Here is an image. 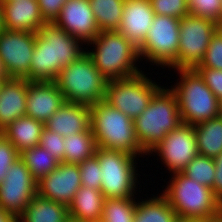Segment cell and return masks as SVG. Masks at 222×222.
Returning a JSON list of instances; mask_svg holds the SVG:
<instances>
[{
	"mask_svg": "<svg viewBox=\"0 0 222 222\" xmlns=\"http://www.w3.org/2000/svg\"><path fill=\"white\" fill-rule=\"evenodd\" d=\"M105 196L100 190L81 185L68 205V214L79 222L101 220Z\"/></svg>",
	"mask_w": 222,
	"mask_h": 222,
	"instance_id": "22",
	"label": "cell"
},
{
	"mask_svg": "<svg viewBox=\"0 0 222 222\" xmlns=\"http://www.w3.org/2000/svg\"><path fill=\"white\" fill-rule=\"evenodd\" d=\"M3 81H5V80H0V88H1V85H2Z\"/></svg>",
	"mask_w": 222,
	"mask_h": 222,
	"instance_id": "50",
	"label": "cell"
},
{
	"mask_svg": "<svg viewBox=\"0 0 222 222\" xmlns=\"http://www.w3.org/2000/svg\"><path fill=\"white\" fill-rule=\"evenodd\" d=\"M79 44H83L80 39L71 36L54 22H46L36 33L35 49L25 79L55 81L64 66L86 52Z\"/></svg>",
	"mask_w": 222,
	"mask_h": 222,
	"instance_id": "1",
	"label": "cell"
},
{
	"mask_svg": "<svg viewBox=\"0 0 222 222\" xmlns=\"http://www.w3.org/2000/svg\"><path fill=\"white\" fill-rule=\"evenodd\" d=\"M20 158L37 182L60 164L56 158L52 157L51 152H48L40 145L23 151L20 153Z\"/></svg>",
	"mask_w": 222,
	"mask_h": 222,
	"instance_id": "29",
	"label": "cell"
},
{
	"mask_svg": "<svg viewBox=\"0 0 222 222\" xmlns=\"http://www.w3.org/2000/svg\"><path fill=\"white\" fill-rule=\"evenodd\" d=\"M176 222H204V221H195V220L178 219Z\"/></svg>",
	"mask_w": 222,
	"mask_h": 222,
	"instance_id": "45",
	"label": "cell"
},
{
	"mask_svg": "<svg viewBox=\"0 0 222 222\" xmlns=\"http://www.w3.org/2000/svg\"><path fill=\"white\" fill-rule=\"evenodd\" d=\"M64 222H79V221L69 216Z\"/></svg>",
	"mask_w": 222,
	"mask_h": 222,
	"instance_id": "47",
	"label": "cell"
},
{
	"mask_svg": "<svg viewBox=\"0 0 222 222\" xmlns=\"http://www.w3.org/2000/svg\"><path fill=\"white\" fill-rule=\"evenodd\" d=\"M220 114L222 115V102H221V107H220Z\"/></svg>",
	"mask_w": 222,
	"mask_h": 222,
	"instance_id": "49",
	"label": "cell"
},
{
	"mask_svg": "<svg viewBox=\"0 0 222 222\" xmlns=\"http://www.w3.org/2000/svg\"><path fill=\"white\" fill-rule=\"evenodd\" d=\"M90 128L97 147L147 155L136 138L134 120L104 100L90 106Z\"/></svg>",
	"mask_w": 222,
	"mask_h": 222,
	"instance_id": "2",
	"label": "cell"
},
{
	"mask_svg": "<svg viewBox=\"0 0 222 222\" xmlns=\"http://www.w3.org/2000/svg\"><path fill=\"white\" fill-rule=\"evenodd\" d=\"M35 43V32L5 29L0 32V59L9 78L28 76Z\"/></svg>",
	"mask_w": 222,
	"mask_h": 222,
	"instance_id": "13",
	"label": "cell"
},
{
	"mask_svg": "<svg viewBox=\"0 0 222 222\" xmlns=\"http://www.w3.org/2000/svg\"><path fill=\"white\" fill-rule=\"evenodd\" d=\"M41 15L46 22H54L67 0H37Z\"/></svg>",
	"mask_w": 222,
	"mask_h": 222,
	"instance_id": "39",
	"label": "cell"
},
{
	"mask_svg": "<svg viewBox=\"0 0 222 222\" xmlns=\"http://www.w3.org/2000/svg\"><path fill=\"white\" fill-rule=\"evenodd\" d=\"M42 148L51 152L52 157L64 162V137L44 127L41 133L40 144Z\"/></svg>",
	"mask_w": 222,
	"mask_h": 222,
	"instance_id": "36",
	"label": "cell"
},
{
	"mask_svg": "<svg viewBox=\"0 0 222 222\" xmlns=\"http://www.w3.org/2000/svg\"><path fill=\"white\" fill-rule=\"evenodd\" d=\"M217 32L222 37V20L219 23H217Z\"/></svg>",
	"mask_w": 222,
	"mask_h": 222,
	"instance_id": "44",
	"label": "cell"
},
{
	"mask_svg": "<svg viewBox=\"0 0 222 222\" xmlns=\"http://www.w3.org/2000/svg\"><path fill=\"white\" fill-rule=\"evenodd\" d=\"M207 222H222V216L215 219L208 220Z\"/></svg>",
	"mask_w": 222,
	"mask_h": 222,
	"instance_id": "46",
	"label": "cell"
},
{
	"mask_svg": "<svg viewBox=\"0 0 222 222\" xmlns=\"http://www.w3.org/2000/svg\"><path fill=\"white\" fill-rule=\"evenodd\" d=\"M65 98L54 81H29L26 115L46 123L60 109Z\"/></svg>",
	"mask_w": 222,
	"mask_h": 222,
	"instance_id": "17",
	"label": "cell"
},
{
	"mask_svg": "<svg viewBox=\"0 0 222 222\" xmlns=\"http://www.w3.org/2000/svg\"><path fill=\"white\" fill-rule=\"evenodd\" d=\"M217 23L188 14L180 19L177 59L168 67L194 69L205 56Z\"/></svg>",
	"mask_w": 222,
	"mask_h": 222,
	"instance_id": "10",
	"label": "cell"
},
{
	"mask_svg": "<svg viewBox=\"0 0 222 222\" xmlns=\"http://www.w3.org/2000/svg\"><path fill=\"white\" fill-rule=\"evenodd\" d=\"M182 173L188 178L212 189L215 180L214 158L198 154L188 163Z\"/></svg>",
	"mask_w": 222,
	"mask_h": 222,
	"instance_id": "31",
	"label": "cell"
},
{
	"mask_svg": "<svg viewBox=\"0 0 222 222\" xmlns=\"http://www.w3.org/2000/svg\"><path fill=\"white\" fill-rule=\"evenodd\" d=\"M44 127L63 137L91 131L90 106L65 101L60 109L48 119Z\"/></svg>",
	"mask_w": 222,
	"mask_h": 222,
	"instance_id": "20",
	"label": "cell"
},
{
	"mask_svg": "<svg viewBox=\"0 0 222 222\" xmlns=\"http://www.w3.org/2000/svg\"><path fill=\"white\" fill-rule=\"evenodd\" d=\"M20 157L13 144L0 132V184L7 175L11 165Z\"/></svg>",
	"mask_w": 222,
	"mask_h": 222,
	"instance_id": "37",
	"label": "cell"
},
{
	"mask_svg": "<svg viewBox=\"0 0 222 222\" xmlns=\"http://www.w3.org/2000/svg\"><path fill=\"white\" fill-rule=\"evenodd\" d=\"M215 162V180L213 182V194L221 202L222 201V152L214 158Z\"/></svg>",
	"mask_w": 222,
	"mask_h": 222,
	"instance_id": "40",
	"label": "cell"
},
{
	"mask_svg": "<svg viewBox=\"0 0 222 222\" xmlns=\"http://www.w3.org/2000/svg\"><path fill=\"white\" fill-rule=\"evenodd\" d=\"M161 87L141 72L125 79L109 80L104 101L134 120Z\"/></svg>",
	"mask_w": 222,
	"mask_h": 222,
	"instance_id": "9",
	"label": "cell"
},
{
	"mask_svg": "<svg viewBox=\"0 0 222 222\" xmlns=\"http://www.w3.org/2000/svg\"><path fill=\"white\" fill-rule=\"evenodd\" d=\"M100 31H118L125 0H89Z\"/></svg>",
	"mask_w": 222,
	"mask_h": 222,
	"instance_id": "28",
	"label": "cell"
},
{
	"mask_svg": "<svg viewBox=\"0 0 222 222\" xmlns=\"http://www.w3.org/2000/svg\"><path fill=\"white\" fill-rule=\"evenodd\" d=\"M9 79V76L3 66V62L0 59V80H7Z\"/></svg>",
	"mask_w": 222,
	"mask_h": 222,
	"instance_id": "42",
	"label": "cell"
},
{
	"mask_svg": "<svg viewBox=\"0 0 222 222\" xmlns=\"http://www.w3.org/2000/svg\"><path fill=\"white\" fill-rule=\"evenodd\" d=\"M26 79L9 78L0 88V132L11 122L26 115Z\"/></svg>",
	"mask_w": 222,
	"mask_h": 222,
	"instance_id": "21",
	"label": "cell"
},
{
	"mask_svg": "<svg viewBox=\"0 0 222 222\" xmlns=\"http://www.w3.org/2000/svg\"><path fill=\"white\" fill-rule=\"evenodd\" d=\"M177 220L175 211L162 194L149 200L139 201L136 205L134 222H176Z\"/></svg>",
	"mask_w": 222,
	"mask_h": 222,
	"instance_id": "26",
	"label": "cell"
},
{
	"mask_svg": "<svg viewBox=\"0 0 222 222\" xmlns=\"http://www.w3.org/2000/svg\"><path fill=\"white\" fill-rule=\"evenodd\" d=\"M54 23L84 44L100 33L89 0H67Z\"/></svg>",
	"mask_w": 222,
	"mask_h": 222,
	"instance_id": "16",
	"label": "cell"
},
{
	"mask_svg": "<svg viewBox=\"0 0 222 222\" xmlns=\"http://www.w3.org/2000/svg\"><path fill=\"white\" fill-rule=\"evenodd\" d=\"M182 124L175 93L162 87L147 108L134 119L135 133L142 149L150 155L168 132Z\"/></svg>",
	"mask_w": 222,
	"mask_h": 222,
	"instance_id": "5",
	"label": "cell"
},
{
	"mask_svg": "<svg viewBox=\"0 0 222 222\" xmlns=\"http://www.w3.org/2000/svg\"><path fill=\"white\" fill-rule=\"evenodd\" d=\"M95 155L102 172L100 191L105 198L134 197L138 175L134 160L137 156L101 147H97Z\"/></svg>",
	"mask_w": 222,
	"mask_h": 222,
	"instance_id": "8",
	"label": "cell"
},
{
	"mask_svg": "<svg viewBox=\"0 0 222 222\" xmlns=\"http://www.w3.org/2000/svg\"><path fill=\"white\" fill-rule=\"evenodd\" d=\"M180 19L155 15L143 43L138 47L139 58L157 66L169 67L178 56Z\"/></svg>",
	"mask_w": 222,
	"mask_h": 222,
	"instance_id": "11",
	"label": "cell"
},
{
	"mask_svg": "<svg viewBox=\"0 0 222 222\" xmlns=\"http://www.w3.org/2000/svg\"><path fill=\"white\" fill-rule=\"evenodd\" d=\"M96 141L92 131L64 137V163L78 164L95 155Z\"/></svg>",
	"mask_w": 222,
	"mask_h": 222,
	"instance_id": "27",
	"label": "cell"
},
{
	"mask_svg": "<svg viewBox=\"0 0 222 222\" xmlns=\"http://www.w3.org/2000/svg\"><path fill=\"white\" fill-rule=\"evenodd\" d=\"M44 123L27 115L11 122L1 133L13 144L20 154L40 144Z\"/></svg>",
	"mask_w": 222,
	"mask_h": 222,
	"instance_id": "23",
	"label": "cell"
},
{
	"mask_svg": "<svg viewBox=\"0 0 222 222\" xmlns=\"http://www.w3.org/2000/svg\"><path fill=\"white\" fill-rule=\"evenodd\" d=\"M220 213H221V216H222V201L220 202Z\"/></svg>",
	"mask_w": 222,
	"mask_h": 222,
	"instance_id": "48",
	"label": "cell"
},
{
	"mask_svg": "<svg viewBox=\"0 0 222 222\" xmlns=\"http://www.w3.org/2000/svg\"><path fill=\"white\" fill-rule=\"evenodd\" d=\"M68 207L45 198L38 193L17 218V222H64Z\"/></svg>",
	"mask_w": 222,
	"mask_h": 222,
	"instance_id": "24",
	"label": "cell"
},
{
	"mask_svg": "<svg viewBox=\"0 0 222 222\" xmlns=\"http://www.w3.org/2000/svg\"><path fill=\"white\" fill-rule=\"evenodd\" d=\"M108 81L85 52L64 66L54 82L66 102L91 106L105 99Z\"/></svg>",
	"mask_w": 222,
	"mask_h": 222,
	"instance_id": "6",
	"label": "cell"
},
{
	"mask_svg": "<svg viewBox=\"0 0 222 222\" xmlns=\"http://www.w3.org/2000/svg\"><path fill=\"white\" fill-rule=\"evenodd\" d=\"M200 155L215 158L222 152V115L194 125Z\"/></svg>",
	"mask_w": 222,
	"mask_h": 222,
	"instance_id": "25",
	"label": "cell"
},
{
	"mask_svg": "<svg viewBox=\"0 0 222 222\" xmlns=\"http://www.w3.org/2000/svg\"><path fill=\"white\" fill-rule=\"evenodd\" d=\"M37 193V181L18 157L0 184V208L18 218Z\"/></svg>",
	"mask_w": 222,
	"mask_h": 222,
	"instance_id": "12",
	"label": "cell"
},
{
	"mask_svg": "<svg viewBox=\"0 0 222 222\" xmlns=\"http://www.w3.org/2000/svg\"><path fill=\"white\" fill-rule=\"evenodd\" d=\"M0 222H17V218L0 208Z\"/></svg>",
	"mask_w": 222,
	"mask_h": 222,
	"instance_id": "41",
	"label": "cell"
},
{
	"mask_svg": "<svg viewBox=\"0 0 222 222\" xmlns=\"http://www.w3.org/2000/svg\"><path fill=\"white\" fill-rule=\"evenodd\" d=\"M4 30V21H3V12H2V5L0 1V32Z\"/></svg>",
	"mask_w": 222,
	"mask_h": 222,
	"instance_id": "43",
	"label": "cell"
},
{
	"mask_svg": "<svg viewBox=\"0 0 222 222\" xmlns=\"http://www.w3.org/2000/svg\"><path fill=\"white\" fill-rule=\"evenodd\" d=\"M167 186L162 195L178 219L207 222L221 216L220 201L210 187L188 178L183 173L173 174Z\"/></svg>",
	"mask_w": 222,
	"mask_h": 222,
	"instance_id": "3",
	"label": "cell"
},
{
	"mask_svg": "<svg viewBox=\"0 0 222 222\" xmlns=\"http://www.w3.org/2000/svg\"><path fill=\"white\" fill-rule=\"evenodd\" d=\"M196 67L222 70V37L217 31L211 37L204 58Z\"/></svg>",
	"mask_w": 222,
	"mask_h": 222,
	"instance_id": "35",
	"label": "cell"
},
{
	"mask_svg": "<svg viewBox=\"0 0 222 222\" xmlns=\"http://www.w3.org/2000/svg\"><path fill=\"white\" fill-rule=\"evenodd\" d=\"M155 15L181 19L190 14L188 0H149Z\"/></svg>",
	"mask_w": 222,
	"mask_h": 222,
	"instance_id": "33",
	"label": "cell"
},
{
	"mask_svg": "<svg viewBox=\"0 0 222 222\" xmlns=\"http://www.w3.org/2000/svg\"><path fill=\"white\" fill-rule=\"evenodd\" d=\"M5 30L37 33L46 21L37 0L1 1Z\"/></svg>",
	"mask_w": 222,
	"mask_h": 222,
	"instance_id": "19",
	"label": "cell"
},
{
	"mask_svg": "<svg viewBox=\"0 0 222 222\" xmlns=\"http://www.w3.org/2000/svg\"><path fill=\"white\" fill-rule=\"evenodd\" d=\"M155 152L173 174L182 173L198 153L194 127L185 123L168 132L150 153Z\"/></svg>",
	"mask_w": 222,
	"mask_h": 222,
	"instance_id": "14",
	"label": "cell"
},
{
	"mask_svg": "<svg viewBox=\"0 0 222 222\" xmlns=\"http://www.w3.org/2000/svg\"><path fill=\"white\" fill-rule=\"evenodd\" d=\"M194 69L199 73L216 98L222 102V70L208 67H195Z\"/></svg>",
	"mask_w": 222,
	"mask_h": 222,
	"instance_id": "38",
	"label": "cell"
},
{
	"mask_svg": "<svg viewBox=\"0 0 222 222\" xmlns=\"http://www.w3.org/2000/svg\"><path fill=\"white\" fill-rule=\"evenodd\" d=\"M191 15L219 23L222 14V0H188Z\"/></svg>",
	"mask_w": 222,
	"mask_h": 222,
	"instance_id": "32",
	"label": "cell"
},
{
	"mask_svg": "<svg viewBox=\"0 0 222 222\" xmlns=\"http://www.w3.org/2000/svg\"><path fill=\"white\" fill-rule=\"evenodd\" d=\"M137 202L130 198H107L102 210V222H134Z\"/></svg>",
	"mask_w": 222,
	"mask_h": 222,
	"instance_id": "30",
	"label": "cell"
},
{
	"mask_svg": "<svg viewBox=\"0 0 222 222\" xmlns=\"http://www.w3.org/2000/svg\"><path fill=\"white\" fill-rule=\"evenodd\" d=\"M154 16L149 0H125L118 32L139 47L147 36Z\"/></svg>",
	"mask_w": 222,
	"mask_h": 222,
	"instance_id": "18",
	"label": "cell"
},
{
	"mask_svg": "<svg viewBox=\"0 0 222 222\" xmlns=\"http://www.w3.org/2000/svg\"><path fill=\"white\" fill-rule=\"evenodd\" d=\"M81 187L78 164H60L37 182V193L68 207Z\"/></svg>",
	"mask_w": 222,
	"mask_h": 222,
	"instance_id": "15",
	"label": "cell"
},
{
	"mask_svg": "<svg viewBox=\"0 0 222 222\" xmlns=\"http://www.w3.org/2000/svg\"><path fill=\"white\" fill-rule=\"evenodd\" d=\"M80 169L81 185L96 190H101L102 172L98 163V157L86 159L85 161L78 163Z\"/></svg>",
	"mask_w": 222,
	"mask_h": 222,
	"instance_id": "34",
	"label": "cell"
},
{
	"mask_svg": "<svg viewBox=\"0 0 222 222\" xmlns=\"http://www.w3.org/2000/svg\"><path fill=\"white\" fill-rule=\"evenodd\" d=\"M89 44L95 47L86 53L108 80L125 79L142 72L135 65L139 59L138 47L120 32L100 31Z\"/></svg>",
	"mask_w": 222,
	"mask_h": 222,
	"instance_id": "4",
	"label": "cell"
},
{
	"mask_svg": "<svg viewBox=\"0 0 222 222\" xmlns=\"http://www.w3.org/2000/svg\"><path fill=\"white\" fill-rule=\"evenodd\" d=\"M180 81L175 93L182 123L194 126L220 115L221 102L195 69H176ZM173 87V88H172Z\"/></svg>",
	"mask_w": 222,
	"mask_h": 222,
	"instance_id": "7",
	"label": "cell"
}]
</instances>
